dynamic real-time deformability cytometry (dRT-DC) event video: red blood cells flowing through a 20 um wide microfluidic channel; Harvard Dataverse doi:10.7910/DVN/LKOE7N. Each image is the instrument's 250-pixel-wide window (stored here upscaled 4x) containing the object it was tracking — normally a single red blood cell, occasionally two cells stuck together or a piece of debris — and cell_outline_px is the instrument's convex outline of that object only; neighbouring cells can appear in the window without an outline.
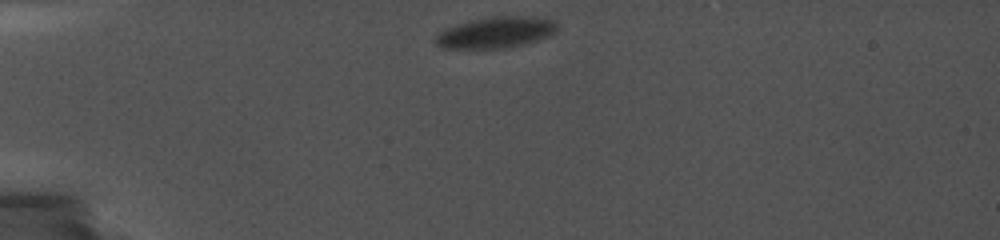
{"species": "common noctule bat (a hibernating species)", "species_latin": "Nyctalus noctula", "temperature_condition": "cold", "stored_images_in_passage": 41, "camera_frame_rate_fps": 5000, "um_per_image_px": 0.085, "animal": {"sex": "female", "body_mass_g": 19.0, "forearm_length_mm": 56.7}, "frame": {"image": 1, "passage_image": 1, "time_ms": 0.0, "image_size_px": [1000, 240], "cell_outline_px": [[556, 32], [548, 36], [524, 44], [504, 48], [440, 48], [432, 40], [444, 28], [456, 24], [472, 20], [492, 16], [524, 16], [556, 20]], "centroid_in_image_um": [42.1, 2.76], "position_along_channel_um": 42.9, "area_um2": 22.08}}
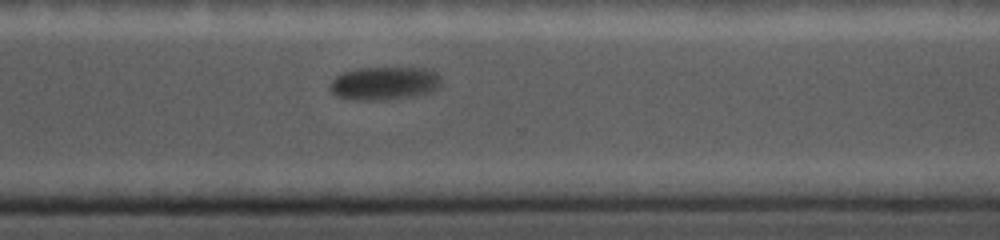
{"frame": {"image": 2, "passage_image": 27, "time_ms": 9.6, "image_size_px": [1000, 240], "cell_outline_px": [[440, 84], [432, 92], [416, 96], [384, 100], [356, 100], [336, 96], [328, 88], [332, 80], [336, 76], [344, 72], [356, 68], [424, 68], [436, 72], [440, 76]], "centroid_in_image_um": [32.66, 7.09], "position_along_channel_um": 337.9, "area_um2": 21.68}}
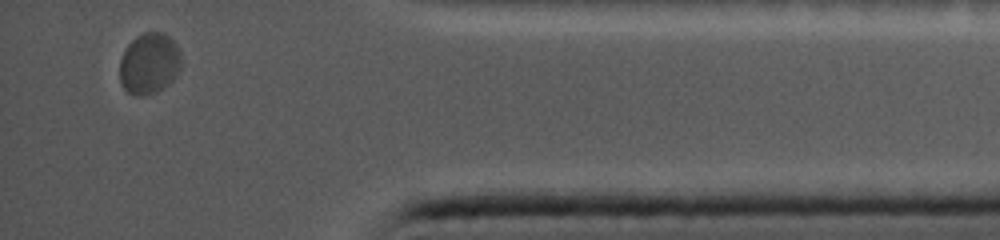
{"frame": {"image": 3, "passage_image": 38, "time_ms": 12.4, "image_size_px": [1000, 240], "cell_outline_px": [[180, 68], [172, 80], [168, 84], [156, 92], [128, 92], [120, 84], [120, 60], [124, 48], [136, 36], [144, 32], [164, 32], [176, 44], [180, 52]], "centroid_in_image_um": [12.68, 5.33], "position_along_channel_um": 422.5, "area_um2": 21.5}}